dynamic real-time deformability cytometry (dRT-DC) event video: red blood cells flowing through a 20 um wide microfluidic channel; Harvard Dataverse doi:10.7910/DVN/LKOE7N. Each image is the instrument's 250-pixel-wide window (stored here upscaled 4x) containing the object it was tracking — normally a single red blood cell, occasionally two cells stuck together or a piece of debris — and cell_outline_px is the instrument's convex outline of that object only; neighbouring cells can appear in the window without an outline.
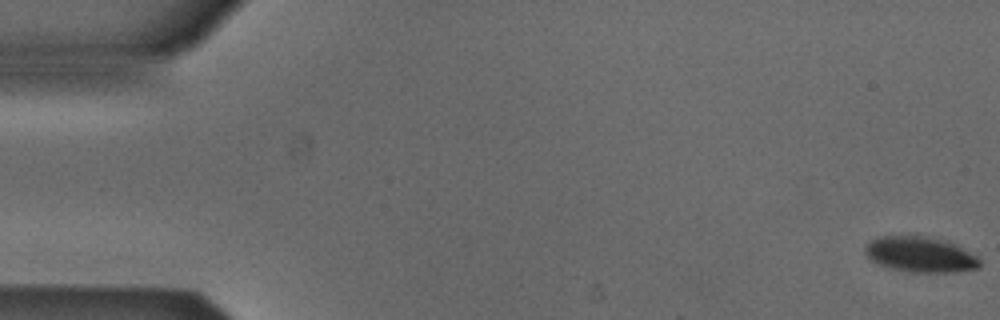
{"species": "Egyptian fruit bat (a non-hibernating species)", "species_latin": "Rousettus aegyptiacus", "temperature_condition": "cold", "stored_images_in_passage": 54, "camera_frame_rate_fps": 3000, "um_per_image_px": 0.085, "animal": {"sex": "male"}, "frame": {"image": 1, "passage_image": 1, "time_ms": 0.0, "image_size_px": [1000, 320], "cell_outline_px": [[980, 268], [956, 272], [912, 272], [888, 268], [872, 260], [864, 252], [864, 248], [872, 240], [880, 236], [920, 236], [944, 240], [976, 256], [980, 260]], "centroid_in_image_um": [78.21, 21.65], "position_along_channel_um": 6.8, "area_um2": 23.29}}
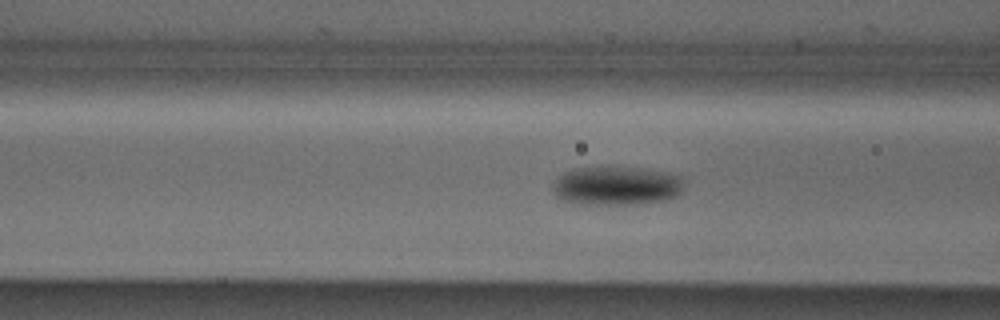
{"frame": {"image": 2, "passage_image": 21, "time_ms": 6.667, "image_size_px": [1000, 320], "cell_outline_px": [[680, 192], [676, 196], [664, 200], [628, 204], [572, 204], [560, 200], [556, 196], [552, 188], [552, 184], [564, 172], [576, 168], [608, 164], [640, 168], [664, 172], [680, 176]], "centroid_in_image_um": [52.29, 15.76], "position_along_channel_um": 114.3, "area_um2": 30.11}}
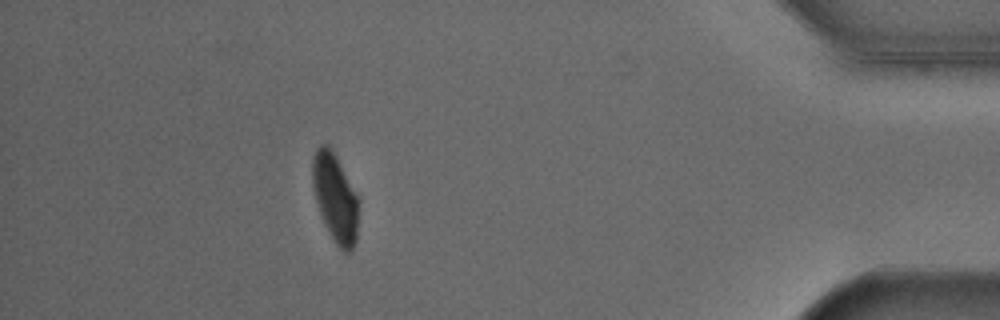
{"frame": {"image": 3, "passage_image": 48, "time_ms": 15.667, "image_size_px": [1000, 320], "cell_outline_px": [[360, 200], [356, 240], [352, 248], [348, 252], [344, 252], [332, 240], [324, 224], [316, 200], [312, 184], [312, 156], [316, 148], [320, 144], [324, 144], [332, 148]], "centroid_in_image_um": [28.5, 16.8], "position_along_channel_um": 406.7, "area_um2": 24.04}, "authors_computed_cell_mechanics": {"area_um2": 26.7036, "velocity_mm_per_s": 3.8561, "shape_relaxation_time_tau1_ms": 2.678, "shape_relaxation_time_tau2_ms": null, "deformation_change_tau1": 0.112, "deformation_change_tau2": null}}